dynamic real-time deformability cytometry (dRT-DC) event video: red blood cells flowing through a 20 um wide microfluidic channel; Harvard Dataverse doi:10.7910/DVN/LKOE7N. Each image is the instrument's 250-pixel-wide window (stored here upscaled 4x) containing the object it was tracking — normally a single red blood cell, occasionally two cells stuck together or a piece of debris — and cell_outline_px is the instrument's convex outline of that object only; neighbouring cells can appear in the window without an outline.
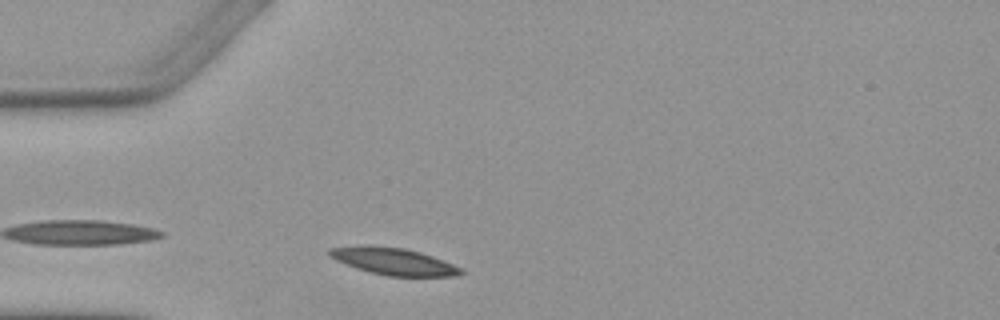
{"species": "Egyptian fruit bat (a non-hibernating species)", "species_latin": "Rousettus aegyptiacus", "temperature_condition": "warm", "stored_images_in_passage": 1, "camera_frame_rate_fps": 3000, "um_per_image_px": 0.085, "animal": {"sex": "female"}, "frame": {"image": 1, "passage_image": 1, "time_ms": 0.0, "image_size_px": [1000, 320], "cell_outline_px": [[464, 272], [456, 276], [388, 276], [368, 272], [344, 264], [328, 256], [328, 248], [364, 244], [368, 244], [404, 248], [420, 252], [432, 256], [464, 268]], "centroid_in_image_um": [33.41, 22.2], "position_along_channel_um": 51.6, "area_um2": 21.04}}